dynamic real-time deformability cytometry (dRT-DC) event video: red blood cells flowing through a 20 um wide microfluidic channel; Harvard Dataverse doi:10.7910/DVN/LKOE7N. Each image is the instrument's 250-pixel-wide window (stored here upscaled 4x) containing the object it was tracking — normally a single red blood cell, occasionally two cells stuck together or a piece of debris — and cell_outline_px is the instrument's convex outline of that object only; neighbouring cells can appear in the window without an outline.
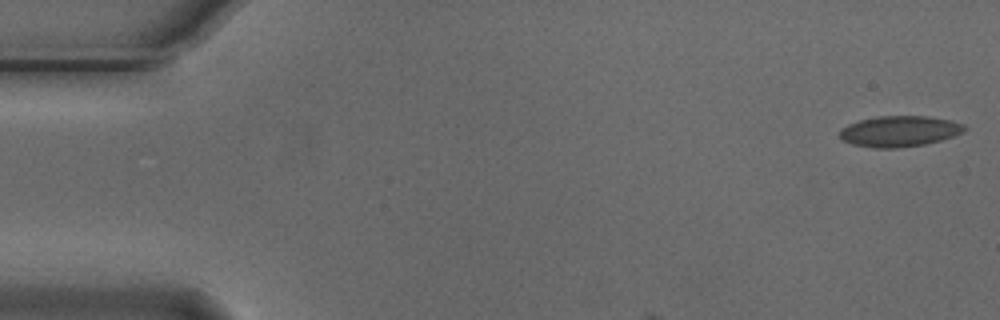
{"species": "Egyptian fruit bat (a non-hibernating species)", "species_latin": "Rousettus aegyptiacus", "temperature_condition": "cold", "stored_images_in_passage": 9, "camera_frame_rate_fps": 3000, "um_per_image_px": 0.085, "animal": {"sex": "male"}, "frame": {"image": 1, "passage_image": 1, "time_ms": 0.0, "image_size_px": [1000, 320], "cell_outline_px": [[968, 128], [964, 132], [940, 140], [924, 144], [896, 148], [872, 148], [852, 144], [844, 140], [840, 136], [840, 128], [848, 124], [860, 120], [880, 116], [928, 116], [948, 120], [964, 124]], "centroid_in_image_um": [76.45, 11.15], "position_along_channel_um": 8.5, "area_um2": 22.31}}